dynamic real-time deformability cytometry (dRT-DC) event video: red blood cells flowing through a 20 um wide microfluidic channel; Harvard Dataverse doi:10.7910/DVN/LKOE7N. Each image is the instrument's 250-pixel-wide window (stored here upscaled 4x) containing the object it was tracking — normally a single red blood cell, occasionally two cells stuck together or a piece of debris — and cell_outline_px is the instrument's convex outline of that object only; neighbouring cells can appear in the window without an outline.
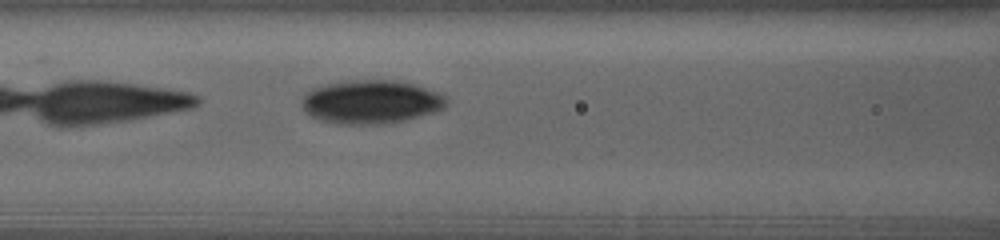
{"species": "human", "species_latin": "Homo sapiens", "temperature_condition": "warm", "stored_images_in_passage": 38, "camera_frame_rate_fps": 3000, "um_per_image_px": 0.085, "donor": {"sex": "female"}, "frame": {"image": 1, "passage_image": 15, "time_ms": 11.667, "image_size_px": [1000, 240], "cell_outline_px": [[448, 104], [444, 108], [436, 112], [404, 120], [384, 124], [336, 124], [320, 120], [312, 116], [304, 108], [300, 100], [312, 88], [324, 84], [352, 80], [396, 80], [412, 84], [436, 92], [444, 96], [448, 100]], "centroid_in_image_um": [31.54, 8.66], "position_along_channel_um": 135.1, "area_um2": 36.65}}
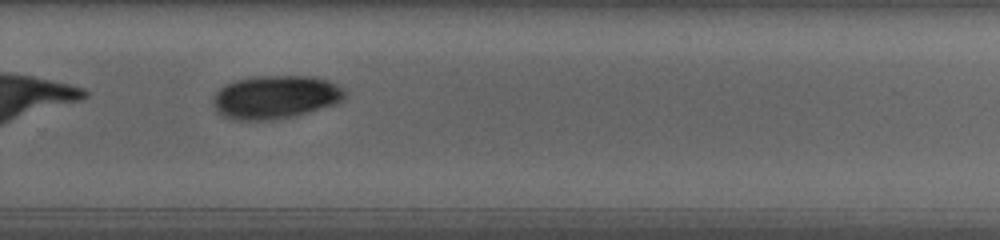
{"frame": {"image": 2, "passage_image": 23, "time_ms": 18.0, "image_size_px": [1000, 240], "cell_outline_px": [[348, 96], [340, 104], [276, 120], [236, 120], [224, 116], [216, 112], [212, 104], [212, 100], [216, 92], [220, 88], [236, 80], [260, 76], [316, 76], [328, 80], [344, 88], [348, 92]], "centroid_in_image_um": [23.48, 8.26], "position_along_channel_um": 306.3, "area_um2": 33.76}}
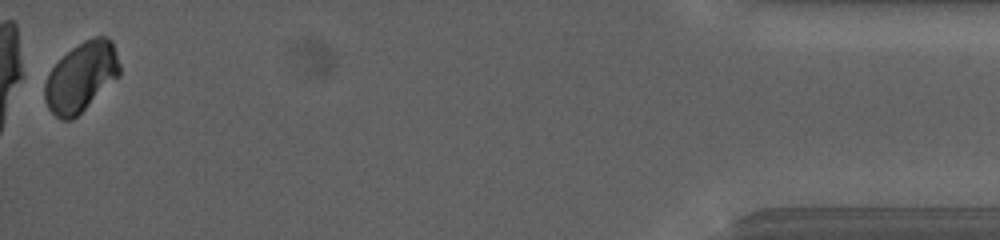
{"frame": {"image": 3, "passage_image": 38, "time_ms": 25.333, "image_size_px": [1000, 240], "cell_outline_px": [[120, 76], [72, 120], [60, 120], [48, 108], [44, 100], [44, 84], [48, 72], [72, 48], [84, 40], [92, 36], [104, 36], [112, 40], [120, 64]], "centroid_in_image_um": [6.9, 6.54], "position_along_channel_um": 428.3, "area_um2": 30.29}, "authors_computed_cell_mechanics": {"area_um2": 35.1713, "velocity_mm_per_s": 2.7118, "shape_relaxation_time_tau1_ms": 1.353, "shape_relaxation_time_tau2_ms": null, "deformation_change_tau1": 0.048, "deformation_change_tau2": null}}